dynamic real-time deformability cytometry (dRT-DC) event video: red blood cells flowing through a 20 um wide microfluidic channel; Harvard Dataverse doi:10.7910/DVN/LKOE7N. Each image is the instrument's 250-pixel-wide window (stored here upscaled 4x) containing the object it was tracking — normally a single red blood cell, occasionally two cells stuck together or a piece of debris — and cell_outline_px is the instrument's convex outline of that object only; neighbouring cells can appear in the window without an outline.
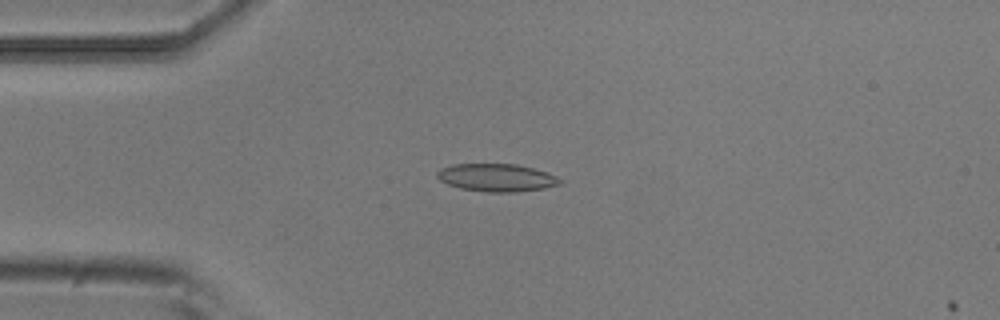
{"species": "common noctule bat (a hibernating species)", "species_latin": "Nyctalus noctula", "temperature_condition": "room temperature", "stored_images_in_passage": 9, "camera_frame_rate_fps": 3000, "um_per_image_px": 0.085, "animal": {"sex": "male", "body_mass_g": 20.5, "forearm_length_mm": 52.5}, "frame": {"image": 1, "passage_image": 4, "time_ms": 1.0, "image_size_px": [1000, 320], "cell_outline_px": [[564, 180], [560, 184], [544, 188], [516, 192], [488, 192], [460, 188], [448, 184], [440, 180], [436, 176], [436, 172], [440, 168], [452, 164], [516, 164], [548, 172]], "centroid_in_image_um": [42.21, 15.09], "position_along_channel_um": 42.8, "area_um2": 19.94}}
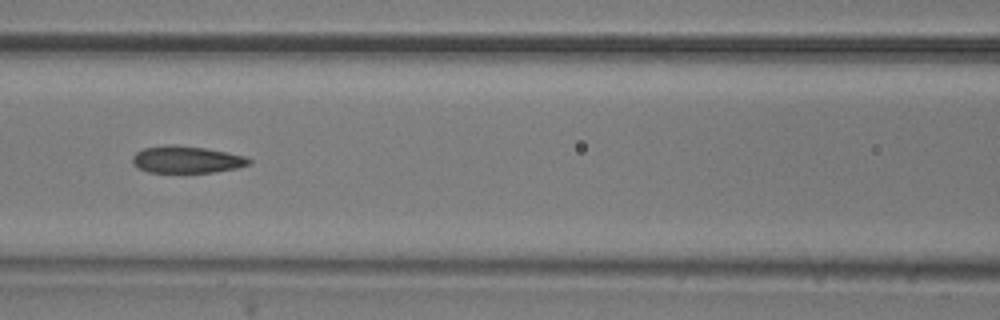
{"frame": {"image": 2, "passage_image": 7, "time_ms": 2.0, "image_size_px": [1000, 320], "cell_outline_px": [[252, 164], [236, 168], [212, 172], [148, 172], [132, 164], [132, 156], [136, 152], [144, 148], [172, 144], [204, 148], [244, 156], [252, 160]], "centroid_in_image_um": [15.85, 13.56], "position_along_channel_um": 150.8, "area_um2": 18.15}}
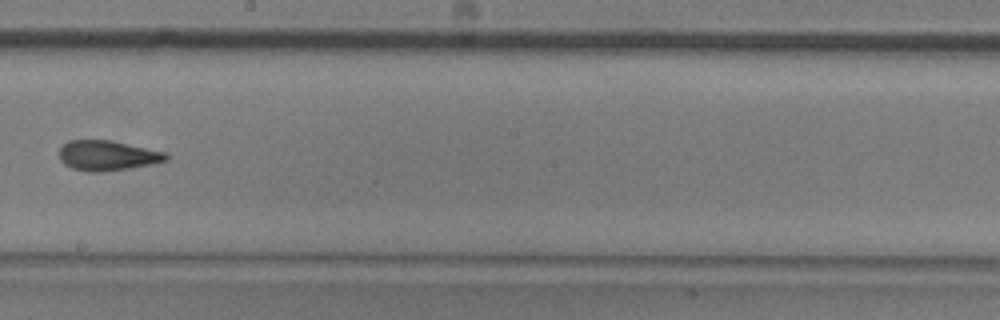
{"frame": {"image": 3, "passage_image": 9, "time_ms": 2.667, "image_size_px": [1000, 320], "cell_outline_px": [[168, 160], [132, 168], [104, 172], [88, 172], [72, 168], [64, 164], [60, 160], [60, 148], [68, 140], [112, 140], [168, 152]], "centroid_in_image_um": [9.16, 13.22], "position_along_channel_um": 239.0, "area_um2": 18.96}}